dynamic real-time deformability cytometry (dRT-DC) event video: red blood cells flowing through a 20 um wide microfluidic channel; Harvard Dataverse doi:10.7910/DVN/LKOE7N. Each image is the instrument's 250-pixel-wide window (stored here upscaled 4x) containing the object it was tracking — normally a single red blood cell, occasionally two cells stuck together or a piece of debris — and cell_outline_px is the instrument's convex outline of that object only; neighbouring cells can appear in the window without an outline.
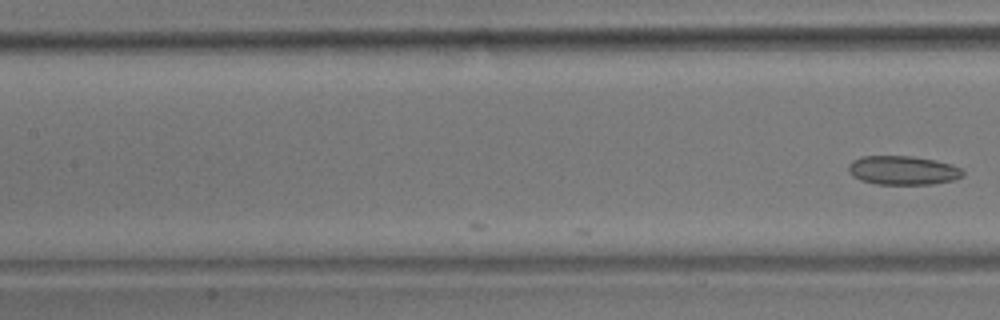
{"species": "common noctule bat (a hibernating species)", "species_latin": "Nyctalus noctula", "temperature_condition": "room temperature", "stored_images_in_passage": 10, "camera_frame_rate_fps": 3000, "um_per_image_px": 0.085, "animal": {"sex": "male", "body_mass_g": 17.9}, "frame": {"image": 1, "passage_image": 10, "time_ms": 3.0, "image_size_px": [1000, 320], "cell_outline_px": [[964, 176], [952, 180], [932, 184], [876, 184], [860, 180], [852, 176], [848, 172], [848, 164], [852, 160], [860, 156], [912, 156], [936, 160], [952, 164], [964, 168]], "centroid_in_image_um": [76.75, 14.47], "position_along_channel_um": 130.7, "area_um2": 19.59}}